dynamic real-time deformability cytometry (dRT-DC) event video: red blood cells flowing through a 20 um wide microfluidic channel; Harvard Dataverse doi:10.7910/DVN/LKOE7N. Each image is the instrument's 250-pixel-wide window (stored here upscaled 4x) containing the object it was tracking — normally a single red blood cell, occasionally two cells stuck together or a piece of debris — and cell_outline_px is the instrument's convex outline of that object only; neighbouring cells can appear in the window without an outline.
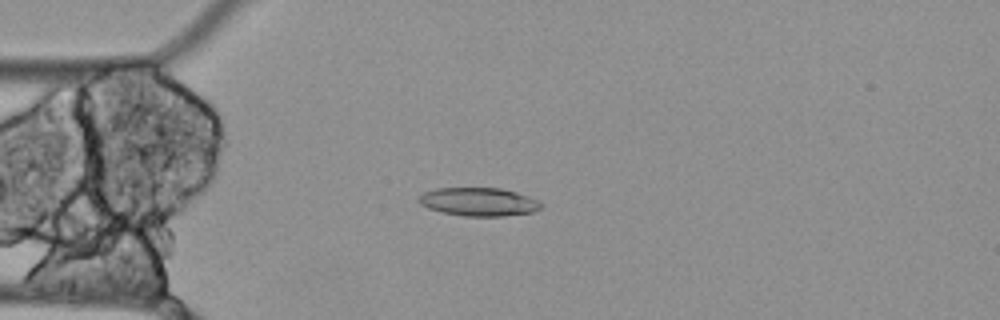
{"species": "Egyptian fruit bat (a non-hibernating species)", "species_latin": "Rousettus aegyptiacus", "temperature_condition": "cold", "stored_images_in_passage": 43, "camera_frame_rate_fps": 3000, "um_per_image_px": 0.085, "animal": {"sex": "female"}, "frame": {"image": 1, "passage_image": 1, "time_ms": 0.0, "image_size_px": [1000, 320], "cell_outline_px": [[544, 208], [532, 212], [504, 216], [464, 216], [444, 212], [428, 208], [420, 204], [416, 200], [424, 192], [436, 188], [500, 188], [516, 192], [528, 196], [544, 204]], "centroid_in_image_um": [40.71, 17.15], "position_along_channel_um": 44.3, "area_um2": 20.23}}
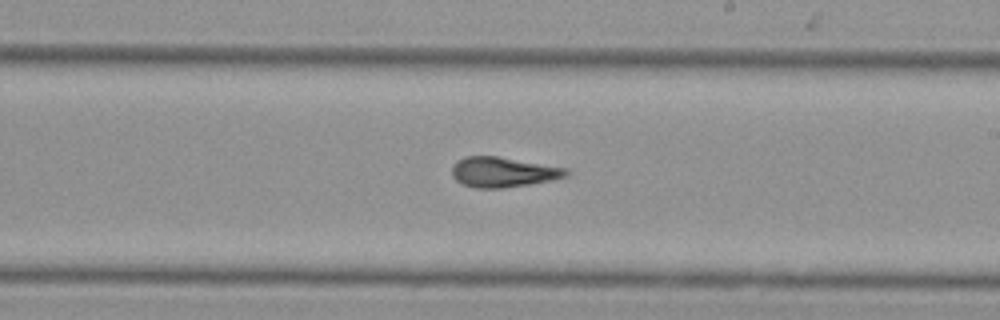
{"frame": {"image": 2, "passage_image": 19, "time_ms": 6.0, "image_size_px": [1000, 320], "cell_outline_px": [[568, 176], [552, 180], [504, 188], [476, 188], [464, 184], [456, 180], [452, 176], [452, 164], [456, 160], [464, 156], [496, 156], [568, 168]], "centroid_in_image_um": [42.74, 14.62], "position_along_channel_um": 246.3, "area_um2": 20.06}}
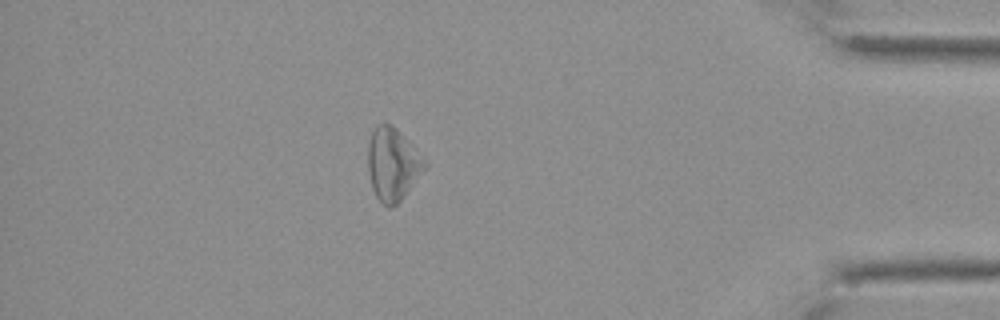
{"frame": {"image": 3, "passage_image": 36, "time_ms": 11.667, "image_size_px": [1000, 320], "cell_outline_px": [[428, 164], [400, 200], [392, 208], [388, 208], [376, 196], [372, 188], [368, 168], [368, 144], [372, 132], [380, 124], [392, 124], [428, 160]], "centroid_in_image_um": [33.39, 13.95], "position_along_channel_um": 401.8, "area_um2": 23.76}, "authors_computed_cell_mechanics": {"area_um2": 20.4612, "velocity_mm_per_s": 3.4604, "shape_relaxation_time_tau1_ms": null, "shape_relaxation_time_tau2_ms": 4.9672, "deformation_change_tau1": null, "deformation_change_tau2": 0.1806}}